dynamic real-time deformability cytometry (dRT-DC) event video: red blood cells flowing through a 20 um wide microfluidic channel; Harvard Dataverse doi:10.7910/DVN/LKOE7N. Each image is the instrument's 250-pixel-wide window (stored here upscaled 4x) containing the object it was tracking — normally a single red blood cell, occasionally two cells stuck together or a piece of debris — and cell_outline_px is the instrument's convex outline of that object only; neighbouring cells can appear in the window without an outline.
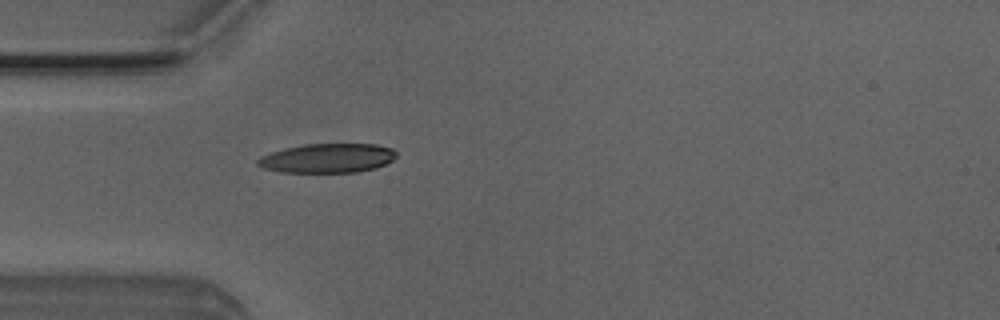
{"species": "Egyptian fruit bat (a non-hibernating species)", "species_latin": "Rousettus aegyptiacus", "temperature_condition": "room temperature", "stored_images_in_passage": 22, "camera_frame_rate_fps": 3000, "um_per_image_px": 0.085, "animal": {"sex": "male"}, "frame": {"image": 1, "passage_image": 2, "time_ms": 0.333, "image_size_px": [1000, 320], "cell_outline_px": [[396, 156], [392, 160], [376, 168], [356, 172], [280, 172], [264, 168], [256, 164], [256, 160], [260, 156], [284, 148], [304, 144], [376, 144], [392, 148], [396, 152]], "centroid_in_image_um": [27.82, 13.44], "position_along_channel_um": 57.2, "area_um2": 23.64}}
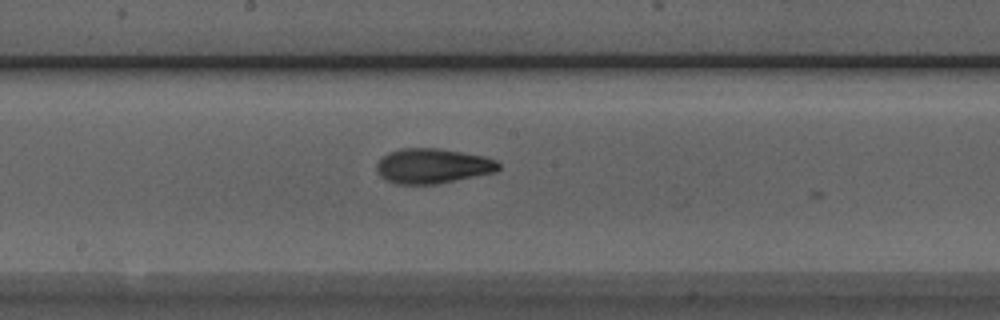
{"frame": {"image": 2, "passage_image": 14, "time_ms": 4.333, "image_size_px": [1000, 320], "cell_outline_px": [[500, 168], [496, 172], [436, 184], [396, 184], [380, 176], [376, 168], [376, 164], [388, 152], [400, 148], [436, 148], [484, 156], [496, 160], [500, 164]], "centroid_in_image_um": [36.78, 14.1], "position_along_channel_um": 211.4, "area_um2": 24.74}}
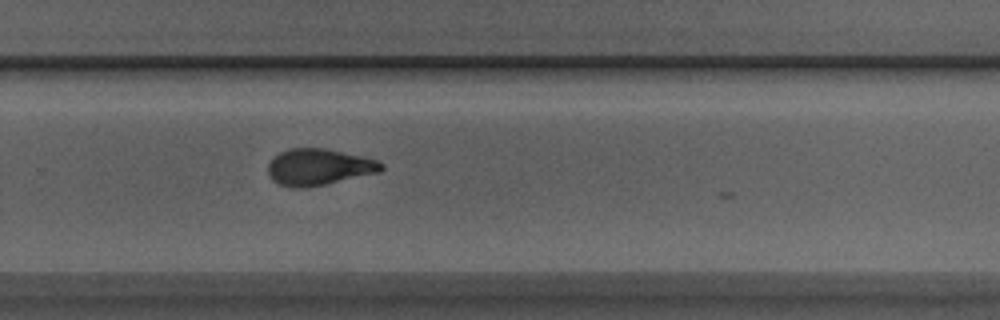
{"frame": {"image": 3, "passage_image": 21, "time_ms": 6.667, "image_size_px": [1000, 320], "cell_outline_px": [[384, 168], [380, 172], [324, 184], [304, 188], [296, 188], [280, 184], [272, 180], [268, 172], [268, 164], [272, 156], [288, 148], [324, 148], [360, 156], [376, 160], [384, 164]], "centroid_in_image_um": [27.06, 14.19], "position_along_channel_um": 302.7, "area_um2": 23.93}}